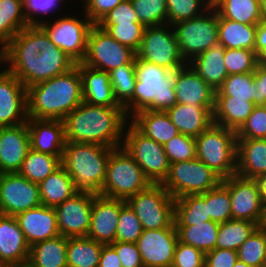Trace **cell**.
<instances>
[{
  "label": "cell",
  "mask_w": 266,
  "mask_h": 267,
  "mask_svg": "<svg viewBox=\"0 0 266 267\" xmlns=\"http://www.w3.org/2000/svg\"><path fill=\"white\" fill-rule=\"evenodd\" d=\"M2 67L28 88L64 74L76 62L55 46L39 25L21 29L2 49Z\"/></svg>",
  "instance_id": "6da1fadb"
},
{
  "label": "cell",
  "mask_w": 266,
  "mask_h": 267,
  "mask_svg": "<svg viewBox=\"0 0 266 267\" xmlns=\"http://www.w3.org/2000/svg\"><path fill=\"white\" fill-rule=\"evenodd\" d=\"M130 119L123 106H98L82 102L62 121L66 142L119 148Z\"/></svg>",
  "instance_id": "7a4b0ae2"
},
{
  "label": "cell",
  "mask_w": 266,
  "mask_h": 267,
  "mask_svg": "<svg viewBox=\"0 0 266 267\" xmlns=\"http://www.w3.org/2000/svg\"><path fill=\"white\" fill-rule=\"evenodd\" d=\"M27 117L63 120L83 102L79 63L70 71L27 88Z\"/></svg>",
  "instance_id": "3957f363"
},
{
  "label": "cell",
  "mask_w": 266,
  "mask_h": 267,
  "mask_svg": "<svg viewBox=\"0 0 266 267\" xmlns=\"http://www.w3.org/2000/svg\"><path fill=\"white\" fill-rule=\"evenodd\" d=\"M135 72L137 80L133 98L124 106L129 119L142 110L166 112L177 103L174 72L137 56Z\"/></svg>",
  "instance_id": "277c9868"
},
{
  "label": "cell",
  "mask_w": 266,
  "mask_h": 267,
  "mask_svg": "<svg viewBox=\"0 0 266 267\" xmlns=\"http://www.w3.org/2000/svg\"><path fill=\"white\" fill-rule=\"evenodd\" d=\"M114 149L99 144L65 142L61 164L77 191L93 194L101 192L108 159Z\"/></svg>",
  "instance_id": "5b68a950"
},
{
  "label": "cell",
  "mask_w": 266,
  "mask_h": 267,
  "mask_svg": "<svg viewBox=\"0 0 266 267\" xmlns=\"http://www.w3.org/2000/svg\"><path fill=\"white\" fill-rule=\"evenodd\" d=\"M195 140L196 158L221 179L236 174L237 135L235 131L213 123Z\"/></svg>",
  "instance_id": "8992f818"
},
{
  "label": "cell",
  "mask_w": 266,
  "mask_h": 267,
  "mask_svg": "<svg viewBox=\"0 0 266 267\" xmlns=\"http://www.w3.org/2000/svg\"><path fill=\"white\" fill-rule=\"evenodd\" d=\"M151 184L135 160L119 147L110 153L105 181L99 194L126 201Z\"/></svg>",
  "instance_id": "52a82bcc"
},
{
  "label": "cell",
  "mask_w": 266,
  "mask_h": 267,
  "mask_svg": "<svg viewBox=\"0 0 266 267\" xmlns=\"http://www.w3.org/2000/svg\"><path fill=\"white\" fill-rule=\"evenodd\" d=\"M172 27L181 56L187 64L219 44L218 13L213 6L200 16L178 22Z\"/></svg>",
  "instance_id": "ba28073f"
},
{
  "label": "cell",
  "mask_w": 266,
  "mask_h": 267,
  "mask_svg": "<svg viewBox=\"0 0 266 267\" xmlns=\"http://www.w3.org/2000/svg\"><path fill=\"white\" fill-rule=\"evenodd\" d=\"M121 147L152 184H161L167 177L170 163L163 145L145 136L130 121L126 124Z\"/></svg>",
  "instance_id": "9c48e42d"
},
{
  "label": "cell",
  "mask_w": 266,
  "mask_h": 267,
  "mask_svg": "<svg viewBox=\"0 0 266 267\" xmlns=\"http://www.w3.org/2000/svg\"><path fill=\"white\" fill-rule=\"evenodd\" d=\"M126 203L136 214L143 230L167 228L174 223L175 199L161 184H151L129 197Z\"/></svg>",
  "instance_id": "30bf717a"
},
{
  "label": "cell",
  "mask_w": 266,
  "mask_h": 267,
  "mask_svg": "<svg viewBox=\"0 0 266 267\" xmlns=\"http://www.w3.org/2000/svg\"><path fill=\"white\" fill-rule=\"evenodd\" d=\"M221 180L201 160L194 158L170 164L168 175L161 185L176 199L205 193L215 188Z\"/></svg>",
  "instance_id": "8fae6325"
},
{
  "label": "cell",
  "mask_w": 266,
  "mask_h": 267,
  "mask_svg": "<svg viewBox=\"0 0 266 267\" xmlns=\"http://www.w3.org/2000/svg\"><path fill=\"white\" fill-rule=\"evenodd\" d=\"M84 17L58 16L56 21H47L39 26L48 35L51 42L71 57L76 63L85 59L89 32L94 25L83 13ZM61 17V18H60Z\"/></svg>",
  "instance_id": "7c38bea8"
},
{
  "label": "cell",
  "mask_w": 266,
  "mask_h": 267,
  "mask_svg": "<svg viewBox=\"0 0 266 267\" xmlns=\"http://www.w3.org/2000/svg\"><path fill=\"white\" fill-rule=\"evenodd\" d=\"M136 56L172 72L187 65L179 51L173 27L169 24L146 27Z\"/></svg>",
  "instance_id": "4fadbf2b"
},
{
  "label": "cell",
  "mask_w": 266,
  "mask_h": 267,
  "mask_svg": "<svg viewBox=\"0 0 266 267\" xmlns=\"http://www.w3.org/2000/svg\"><path fill=\"white\" fill-rule=\"evenodd\" d=\"M136 52L111 37L103 28L94 24L88 35L84 65L110 72L124 64H135Z\"/></svg>",
  "instance_id": "5bb4252c"
},
{
  "label": "cell",
  "mask_w": 266,
  "mask_h": 267,
  "mask_svg": "<svg viewBox=\"0 0 266 267\" xmlns=\"http://www.w3.org/2000/svg\"><path fill=\"white\" fill-rule=\"evenodd\" d=\"M41 205L39 184L18 172L3 173L0 178V214L16 216L18 213Z\"/></svg>",
  "instance_id": "9a60e30c"
},
{
  "label": "cell",
  "mask_w": 266,
  "mask_h": 267,
  "mask_svg": "<svg viewBox=\"0 0 266 267\" xmlns=\"http://www.w3.org/2000/svg\"><path fill=\"white\" fill-rule=\"evenodd\" d=\"M221 183L230 193L232 219L260 224L264 205L255 180L235 174L222 179Z\"/></svg>",
  "instance_id": "2e32d148"
},
{
  "label": "cell",
  "mask_w": 266,
  "mask_h": 267,
  "mask_svg": "<svg viewBox=\"0 0 266 267\" xmlns=\"http://www.w3.org/2000/svg\"><path fill=\"white\" fill-rule=\"evenodd\" d=\"M95 195L93 193L78 191L54 208L60 235L67 238L87 236Z\"/></svg>",
  "instance_id": "e0dca14e"
},
{
  "label": "cell",
  "mask_w": 266,
  "mask_h": 267,
  "mask_svg": "<svg viewBox=\"0 0 266 267\" xmlns=\"http://www.w3.org/2000/svg\"><path fill=\"white\" fill-rule=\"evenodd\" d=\"M177 243L178 235L173 223L167 228L144 229L136 245L144 267H170Z\"/></svg>",
  "instance_id": "ac0fdd59"
},
{
  "label": "cell",
  "mask_w": 266,
  "mask_h": 267,
  "mask_svg": "<svg viewBox=\"0 0 266 267\" xmlns=\"http://www.w3.org/2000/svg\"><path fill=\"white\" fill-rule=\"evenodd\" d=\"M26 101L27 88L22 82L5 68L0 70V127L26 123Z\"/></svg>",
  "instance_id": "d6986e66"
},
{
  "label": "cell",
  "mask_w": 266,
  "mask_h": 267,
  "mask_svg": "<svg viewBox=\"0 0 266 267\" xmlns=\"http://www.w3.org/2000/svg\"><path fill=\"white\" fill-rule=\"evenodd\" d=\"M120 214V199L96 194L93 198L88 238L104 245L115 242Z\"/></svg>",
  "instance_id": "ffe728a7"
},
{
  "label": "cell",
  "mask_w": 266,
  "mask_h": 267,
  "mask_svg": "<svg viewBox=\"0 0 266 267\" xmlns=\"http://www.w3.org/2000/svg\"><path fill=\"white\" fill-rule=\"evenodd\" d=\"M30 149L27 123L0 127V170L18 172Z\"/></svg>",
  "instance_id": "44dd1931"
},
{
  "label": "cell",
  "mask_w": 266,
  "mask_h": 267,
  "mask_svg": "<svg viewBox=\"0 0 266 267\" xmlns=\"http://www.w3.org/2000/svg\"><path fill=\"white\" fill-rule=\"evenodd\" d=\"M174 89L177 103L215 106V90L189 64L174 71Z\"/></svg>",
  "instance_id": "7402d4cb"
},
{
  "label": "cell",
  "mask_w": 266,
  "mask_h": 267,
  "mask_svg": "<svg viewBox=\"0 0 266 267\" xmlns=\"http://www.w3.org/2000/svg\"><path fill=\"white\" fill-rule=\"evenodd\" d=\"M15 218L29 246L60 235L54 208L40 205L18 213Z\"/></svg>",
  "instance_id": "603a6c76"
},
{
  "label": "cell",
  "mask_w": 266,
  "mask_h": 267,
  "mask_svg": "<svg viewBox=\"0 0 266 267\" xmlns=\"http://www.w3.org/2000/svg\"><path fill=\"white\" fill-rule=\"evenodd\" d=\"M29 250L15 216L0 214V264L27 265Z\"/></svg>",
  "instance_id": "cb8c5ba5"
},
{
  "label": "cell",
  "mask_w": 266,
  "mask_h": 267,
  "mask_svg": "<svg viewBox=\"0 0 266 267\" xmlns=\"http://www.w3.org/2000/svg\"><path fill=\"white\" fill-rule=\"evenodd\" d=\"M26 123L31 149L53 156H63L66 141L62 120L28 118Z\"/></svg>",
  "instance_id": "d4e9b609"
},
{
  "label": "cell",
  "mask_w": 266,
  "mask_h": 267,
  "mask_svg": "<svg viewBox=\"0 0 266 267\" xmlns=\"http://www.w3.org/2000/svg\"><path fill=\"white\" fill-rule=\"evenodd\" d=\"M214 107L176 103L166 113L179 133L196 138L214 123Z\"/></svg>",
  "instance_id": "484cf974"
},
{
  "label": "cell",
  "mask_w": 266,
  "mask_h": 267,
  "mask_svg": "<svg viewBox=\"0 0 266 267\" xmlns=\"http://www.w3.org/2000/svg\"><path fill=\"white\" fill-rule=\"evenodd\" d=\"M83 102L98 106H122L115 99L109 73L79 63Z\"/></svg>",
  "instance_id": "4316f807"
},
{
  "label": "cell",
  "mask_w": 266,
  "mask_h": 267,
  "mask_svg": "<svg viewBox=\"0 0 266 267\" xmlns=\"http://www.w3.org/2000/svg\"><path fill=\"white\" fill-rule=\"evenodd\" d=\"M236 174L251 179L266 174V139H237Z\"/></svg>",
  "instance_id": "83f0119b"
},
{
  "label": "cell",
  "mask_w": 266,
  "mask_h": 267,
  "mask_svg": "<svg viewBox=\"0 0 266 267\" xmlns=\"http://www.w3.org/2000/svg\"><path fill=\"white\" fill-rule=\"evenodd\" d=\"M130 122L145 136L161 145H165L179 134L164 111L142 110L134 114Z\"/></svg>",
  "instance_id": "f1b7e54d"
},
{
  "label": "cell",
  "mask_w": 266,
  "mask_h": 267,
  "mask_svg": "<svg viewBox=\"0 0 266 267\" xmlns=\"http://www.w3.org/2000/svg\"><path fill=\"white\" fill-rule=\"evenodd\" d=\"M224 54L225 48L221 44H217L188 63L215 91L222 86L228 76L224 64Z\"/></svg>",
  "instance_id": "f546056e"
},
{
  "label": "cell",
  "mask_w": 266,
  "mask_h": 267,
  "mask_svg": "<svg viewBox=\"0 0 266 267\" xmlns=\"http://www.w3.org/2000/svg\"><path fill=\"white\" fill-rule=\"evenodd\" d=\"M254 102L233 99L229 96H215L213 122L237 132L252 113Z\"/></svg>",
  "instance_id": "4dcf8cb0"
},
{
  "label": "cell",
  "mask_w": 266,
  "mask_h": 267,
  "mask_svg": "<svg viewBox=\"0 0 266 267\" xmlns=\"http://www.w3.org/2000/svg\"><path fill=\"white\" fill-rule=\"evenodd\" d=\"M67 237L62 235L30 246L27 267H67Z\"/></svg>",
  "instance_id": "1f68e13d"
},
{
  "label": "cell",
  "mask_w": 266,
  "mask_h": 267,
  "mask_svg": "<svg viewBox=\"0 0 266 267\" xmlns=\"http://www.w3.org/2000/svg\"><path fill=\"white\" fill-rule=\"evenodd\" d=\"M41 205L55 208L78 191L73 180L61 165L39 184Z\"/></svg>",
  "instance_id": "d6a6232c"
},
{
  "label": "cell",
  "mask_w": 266,
  "mask_h": 267,
  "mask_svg": "<svg viewBox=\"0 0 266 267\" xmlns=\"http://www.w3.org/2000/svg\"><path fill=\"white\" fill-rule=\"evenodd\" d=\"M257 25L243 24L218 14L219 44L227 49L254 50Z\"/></svg>",
  "instance_id": "836d02e7"
},
{
  "label": "cell",
  "mask_w": 266,
  "mask_h": 267,
  "mask_svg": "<svg viewBox=\"0 0 266 267\" xmlns=\"http://www.w3.org/2000/svg\"><path fill=\"white\" fill-rule=\"evenodd\" d=\"M220 223L205 221L192 226H175L178 241L199 249L204 254L216 248Z\"/></svg>",
  "instance_id": "e575fe53"
},
{
  "label": "cell",
  "mask_w": 266,
  "mask_h": 267,
  "mask_svg": "<svg viewBox=\"0 0 266 267\" xmlns=\"http://www.w3.org/2000/svg\"><path fill=\"white\" fill-rule=\"evenodd\" d=\"M103 245L88 237L67 238V267H98Z\"/></svg>",
  "instance_id": "d590c367"
},
{
  "label": "cell",
  "mask_w": 266,
  "mask_h": 267,
  "mask_svg": "<svg viewBox=\"0 0 266 267\" xmlns=\"http://www.w3.org/2000/svg\"><path fill=\"white\" fill-rule=\"evenodd\" d=\"M213 7L225 19L257 25L263 20L260 0H218Z\"/></svg>",
  "instance_id": "8d00e7d4"
},
{
  "label": "cell",
  "mask_w": 266,
  "mask_h": 267,
  "mask_svg": "<svg viewBox=\"0 0 266 267\" xmlns=\"http://www.w3.org/2000/svg\"><path fill=\"white\" fill-rule=\"evenodd\" d=\"M29 25L23 0H0V49Z\"/></svg>",
  "instance_id": "74e56055"
},
{
  "label": "cell",
  "mask_w": 266,
  "mask_h": 267,
  "mask_svg": "<svg viewBox=\"0 0 266 267\" xmlns=\"http://www.w3.org/2000/svg\"><path fill=\"white\" fill-rule=\"evenodd\" d=\"M211 220L208 216L206 192L189 194L175 199V226H192Z\"/></svg>",
  "instance_id": "f35d334b"
},
{
  "label": "cell",
  "mask_w": 266,
  "mask_h": 267,
  "mask_svg": "<svg viewBox=\"0 0 266 267\" xmlns=\"http://www.w3.org/2000/svg\"><path fill=\"white\" fill-rule=\"evenodd\" d=\"M63 156H53L29 149L18 173L33 183L40 184L62 164Z\"/></svg>",
  "instance_id": "ab89813d"
},
{
  "label": "cell",
  "mask_w": 266,
  "mask_h": 267,
  "mask_svg": "<svg viewBox=\"0 0 266 267\" xmlns=\"http://www.w3.org/2000/svg\"><path fill=\"white\" fill-rule=\"evenodd\" d=\"M256 229V223L246 220L231 219L220 223L216 248L237 251Z\"/></svg>",
  "instance_id": "60d3db41"
},
{
  "label": "cell",
  "mask_w": 266,
  "mask_h": 267,
  "mask_svg": "<svg viewBox=\"0 0 266 267\" xmlns=\"http://www.w3.org/2000/svg\"><path fill=\"white\" fill-rule=\"evenodd\" d=\"M256 84L254 72L228 75L222 86L215 91V96H229L233 99H246L255 103Z\"/></svg>",
  "instance_id": "b9f144b4"
},
{
  "label": "cell",
  "mask_w": 266,
  "mask_h": 267,
  "mask_svg": "<svg viewBox=\"0 0 266 267\" xmlns=\"http://www.w3.org/2000/svg\"><path fill=\"white\" fill-rule=\"evenodd\" d=\"M115 99L123 107L133 98L137 80L135 64H124L109 72Z\"/></svg>",
  "instance_id": "7bdbcfd3"
},
{
  "label": "cell",
  "mask_w": 266,
  "mask_h": 267,
  "mask_svg": "<svg viewBox=\"0 0 266 267\" xmlns=\"http://www.w3.org/2000/svg\"><path fill=\"white\" fill-rule=\"evenodd\" d=\"M138 20L145 27L168 24L166 0H130Z\"/></svg>",
  "instance_id": "ee69618b"
},
{
  "label": "cell",
  "mask_w": 266,
  "mask_h": 267,
  "mask_svg": "<svg viewBox=\"0 0 266 267\" xmlns=\"http://www.w3.org/2000/svg\"><path fill=\"white\" fill-rule=\"evenodd\" d=\"M206 204L211 221L224 223L232 219L230 193L221 182L206 192Z\"/></svg>",
  "instance_id": "f6af8a7d"
},
{
  "label": "cell",
  "mask_w": 266,
  "mask_h": 267,
  "mask_svg": "<svg viewBox=\"0 0 266 267\" xmlns=\"http://www.w3.org/2000/svg\"><path fill=\"white\" fill-rule=\"evenodd\" d=\"M168 10V24L189 20L200 16L211 5L209 0H166Z\"/></svg>",
  "instance_id": "bcb514c9"
},
{
  "label": "cell",
  "mask_w": 266,
  "mask_h": 267,
  "mask_svg": "<svg viewBox=\"0 0 266 267\" xmlns=\"http://www.w3.org/2000/svg\"><path fill=\"white\" fill-rule=\"evenodd\" d=\"M143 228L134 211L125 200L120 199V214L115 241L136 243Z\"/></svg>",
  "instance_id": "7dc6e473"
},
{
  "label": "cell",
  "mask_w": 266,
  "mask_h": 267,
  "mask_svg": "<svg viewBox=\"0 0 266 267\" xmlns=\"http://www.w3.org/2000/svg\"><path fill=\"white\" fill-rule=\"evenodd\" d=\"M224 64L228 75L254 72L259 64V56L254 50L225 48Z\"/></svg>",
  "instance_id": "c3c4849f"
},
{
  "label": "cell",
  "mask_w": 266,
  "mask_h": 267,
  "mask_svg": "<svg viewBox=\"0 0 266 267\" xmlns=\"http://www.w3.org/2000/svg\"><path fill=\"white\" fill-rule=\"evenodd\" d=\"M238 259L251 267H261L266 262V244L256 229L237 250Z\"/></svg>",
  "instance_id": "681fc988"
},
{
  "label": "cell",
  "mask_w": 266,
  "mask_h": 267,
  "mask_svg": "<svg viewBox=\"0 0 266 267\" xmlns=\"http://www.w3.org/2000/svg\"><path fill=\"white\" fill-rule=\"evenodd\" d=\"M119 43L137 52L140 48L145 26L143 24L99 25Z\"/></svg>",
  "instance_id": "f907efd6"
},
{
  "label": "cell",
  "mask_w": 266,
  "mask_h": 267,
  "mask_svg": "<svg viewBox=\"0 0 266 267\" xmlns=\"http://www.w3.org/2000/svg\"><path fill=\"white\" fill-rule=\"evenodd\" d=\"M170 164L196 158V140L194 137L179 133L163 145Z\"/></svg>",
  "instance_id": "816d5d0a"
},
{
  "label": "cell",
  "mask_w": 266,
  "mask_h": 267,
  "mask_svg": "<svg viewBox=\"0 0 266 267\" xmlns=\"http://www.w3.org/2000/svg\"><path fill=\"white\" fill-rule=\"evenodd\" d=\"M236 135L237 139H266V106H255Z\"/></svg>",
  "instance_id": "f5cc1de1"
},
{
  "label": "cell",
  "mask_w": 266,
  "mask_h": 267,
  "mask_svg": "<svg viewBox=\"0 0 266 267\" xmlns=\"http://www.w3.org/2000/svg\"><path fill=\"white\" fill-rule=\"evenodd\" d=\"M65 2L64 0H23L25 17L30 25H39L44 22L45 18L42 16L53 13L56 9L60 11L62 7H59Z\"/></svg>",
  "instance_id": "db71d44e"
},
{
  "label": "cell",
  "mask_w": 266,
  "mask_h": 267,
  "mask_svg": "<svg viewBox=\"0 0 266 267\" xmlns=\"http://www.w3.org/2000/svg\"><path fill=\"white\" fill-rule=\"evenodd\" d=\"M205 254L193 246L177 243L172 267H204Z\"/></svg>",
  "instance_id": "11a10c76"
},
{
  "label": "cell",
  "mask_w": 266,
  "mask_h": 267,
  "mask_svg": "<svg viewBox=\"0 0 266 267\" xmlns=\"http://www.w3.org/2000/svg\"><path fill=\"white\" fill-rule=\"evenodd\" d=\"M141 24L130 0H123L97 25Z\"/></svg>",
  "instance_id": "9f6ffc18"
},
{
  "label": "cell",
  "mask_w": 266,
  "mask_h": 267,
  "mask_svg": "<svg viewBox=\"0 0 266 267\" xmlns=\"http://www.w3.org/2000/svg\"><path fill=\"white\" fill-rule=\"evenodd\" d=\"M84 14L93 24H98L110 11L118 6L123 0H82Z\"/></svg>",
  "instance_id": "6f0895ef"
},
{
  "label": "cell",
  "mask_w": 266,
  "mask_h": 267,
  "mask_svg": "<svg viewBox=\"0 0 266 267\" xmlns=\"http://www.w3.org/2000/svg\"><path fill=\"white\" fill-rule=\"evenodd\" d=\"M110 245L117 251L122 267H144L136 243L115 241Z\"/></svg>",
  "instance_id": "680465c9"
},
{
  "label": "cell",
  "mask_w": 266,
  "mask_h": 267,
  "mask_svg": "<svg viewBox=\"0 0 266 267\" xmlns=\"http://www.w3.org/2000/svg\"><path fill=\"white\" fill-rule=\"evenodd\" d=\"M237 259V251L215 248L205 253L204 267H233Z\"/></svg>",
  "instance_id": "91938a15"
},
{
  "label": "cell",
  "mask_w": 266,
  "mask_h": 267,
  "mask_svg": "<svg viewBox=\"0 0 266 267\" xmlns=\"http://www.w3.org/2000/svg\"><path fill=\"white\" fill-rule=\"evenodd\" d=\"M255 106H266V65L259 63L254 71Z\"/></svg>",
  "instance_id": "94428289"
},
{
  "label": "cell",
  "mask_w": 266,
  "mask_h": 267,
  "mask_svg": "<svg viewBox=\"0 0 266 267\" xmlns=\"http://www.w3.org/2000/svg\"><path fill=\"white\" fill-rule=\"evenodd\" d=\"M254 51L259 56V63L266 65V20L257 24Z\"/></svg>",
  "instance_id": "6125c7cd"
},
{
  "label": "cell",
  "mask_w": 266,
  "mask_h": 267,
  "mask_svg": "<svg viewBox=\"0 0 266 267\" xmlns=\"http://www.w3.org/2000/svg\"><path fill=\"white\" fill-rule=\"evenodd\" d=\"M98 267H122L117 251L110 245H103Z\"/></svg>",
  "instance_id": "be15d7a7"
},
{
  "label": "cell",
  "mask_w": 266,
  "mask_h": 267,
  "mask_svg": "<svg viewBox=\"0 0 266 267\" xmlns=\"http://www.w3.org/2000/svg\"><path fill=\"white\" fill-rule=\"evenodd\" d=\"M254 180L258 186L262 204L266 205V174L257 176L256 178H254Z\"/></svg>",
  "instance_id": "e7e4bbea"
},
{
  "label": "cell",
  "mask_w": 266,
  "mask_h": 267,
  "mask_svg": "<svg viewBox=\"0 0 266 267\" xmlns=\"http://www.w3.org/2000/svg\"><path fill=\"white\" fill-rule=\"evenodd\" d=\"M257 229L260 231L261 235L263 236L264 242L266 244V225H257Z\"/></svg>",
  "instance_id": "03108f58"
},
{
  "label": "cell",
  "mask_w": 266,
  "mask_h": 267,
  "mask_svg": "<svg viewBox=\"0 0 266 267\" xmlns=\"http://www.w3.org/2000/svg\"><path fill=\"white\" fill-rule=\"evenodd\" d=\"M260 6L263 19L266 20V0H260Z\"/></svg>",
  "instance_id": "003e7915"
},
{
  "label": "cell",
  "mask_w": 266,
  "mask_h": 267,
  "mask_svg": "<svg viewBox=\"0 0 266 267\" xmlns=\"http://www.w3.org/2000/svg\"><path fill=\"white\" fill-rule=\"evenodd\" d=\"M233 267H251V266H248L246 263H244L241 260L237 259V261L235 262V265Z\"/></svg>",
  "instance_id": "a7ac6f4b"
},
{
  "label": "cell",
  "mask_w": 266,
  "mask_h": 267,
  "mask_svg": "<svg viewBox=\"0 0 266 267\" xmlns=\"http://www.w3.org/2000/svg\"><path fill=\"white\" fill-rule=\"evenodd\" d=\"M261 225H266V205H264V210H263V218L260 223Z\"/></svg>",
  "instance_id": "89a4df30"
},
{
  "label": "cell",
  "mask_w": 266,
  "mask_h": 267,
  "mask_svg": "<svg viewBox=\"0 0 266 267\" xmlns=\"http://www.w3.org/2000/svg\"><path fill=\"white\" fill-rule=\"evenodd\" d=\"M0 267H23V266H19V265H4V264H0Z\"/></svg>",
  "instance_id": "2644e50d"
},
{
  "label": "cell",
  "mask_w": 266,
  "mask_h": 267,
  "mask_svg": "<svg viewBox=\"0 0 266 267\" xmlns=\"http://www.w3.org/2000/svg\"><path fill=\"white\" fill-rule=\"evenodd\" d=\"M218 0H209L210 5L213 6Z\"/></svg>",
  "instance_id": "8c879c8a"
},
{
  "label": "cell",
  "mask_w": 266,
  "mask_h": 267,
  "mask_svg": "<svg viewBox=\"0 0 266 267\" xmlns=\"http://www.w3.org/2000/svg\"><path fill=\"white\" fill-rule=\"evenodd\" d=\"M2 65V50L0 49V67Z\"/></svg>",
  "instance_id": "753ad0ef"
},
{
  "label": "cell",
  "mask_w": 266,
  "mask_h": 267,
  "mask_svg": "<svg viewBox=\"0 0 266 267\" xmlns=\"http://www.w3.org/2000/svg\"><path fill=\"white\" fill-rule=\"evenodd\" d=\"M261 267H266V262H265V263H263Z\"/></svg>",
  "instance_id": "34e18365"
}]
</instances>
